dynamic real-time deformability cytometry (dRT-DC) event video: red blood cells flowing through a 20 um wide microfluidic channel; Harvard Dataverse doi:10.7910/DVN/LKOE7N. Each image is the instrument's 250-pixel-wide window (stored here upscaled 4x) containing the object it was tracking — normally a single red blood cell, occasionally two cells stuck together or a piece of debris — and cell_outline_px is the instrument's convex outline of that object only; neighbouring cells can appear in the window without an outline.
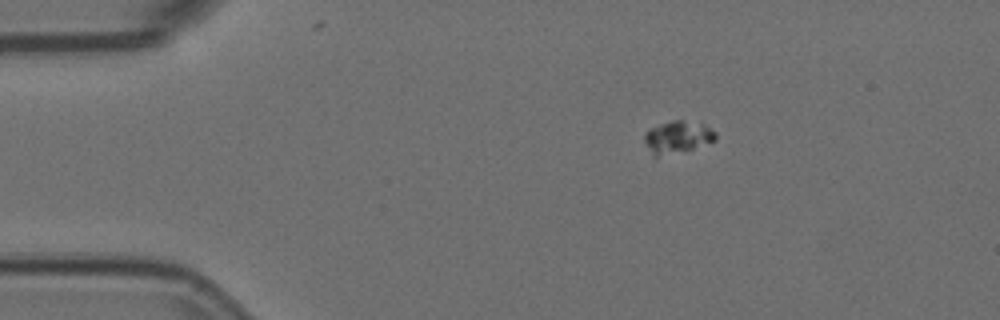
{"species": "Egyptian fruit bat (a non-hibernating species)", "species_latin": "Rousettus aegyptiacus", "temperature_condition": "room temperature", "stored_images_in_passage": 3, "camera_frame_rate_fps": 3000, "um_per_image_px": 0.085, "animal": {"sex": "female"}, "frame": {"image": 1, "passage_image": 1, "time_ms": 0.0, "image_size_px": [1000, 320], "cell_outline_px": [[716, 140], [656, 160], [652, 156], [644, 140], [644, 132], [660, 124], [672, 120], [700, 120], [716, 132]], "centroid_in_image_um": [57.58, 11.66], "position_along_channel_um": 27.4, "area_um2": 13.93}}